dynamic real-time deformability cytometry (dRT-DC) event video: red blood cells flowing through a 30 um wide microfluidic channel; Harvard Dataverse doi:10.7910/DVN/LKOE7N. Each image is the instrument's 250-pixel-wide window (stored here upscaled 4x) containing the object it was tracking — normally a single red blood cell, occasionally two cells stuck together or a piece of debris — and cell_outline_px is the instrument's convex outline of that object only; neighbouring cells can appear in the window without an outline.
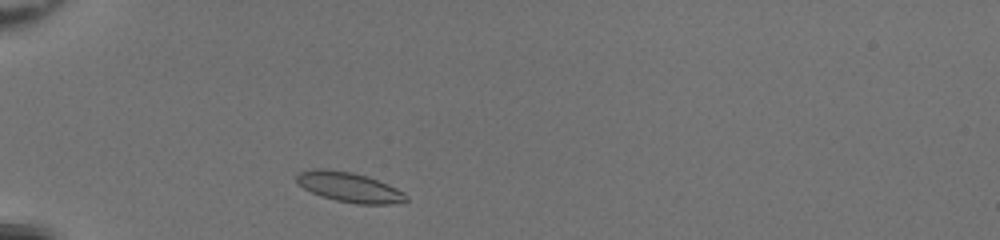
{"species": "common noctule bat (a hibernating species)", "species_latin": "Nyctalus noctula", "temperature_condition": "room temperature", "stored_images_in_passage": 32, "camera_frame_rate_fps": 3000, "um_per_image_px": 0.085, "animal": {"sex": "female", "body_mass_g": 20.0, "forearm_length_mm": 54.0}, "frame": {"image": 1, "passage_image": 2, "time_ms": 0.333, "image_size_px": [1000, 240], "cell_outline_px": [[408, 200], [388, 204], [356, 204], [336, 200], [320, 196], [304, 188], [296, 180], [296, 176], [300, 172], [312, 168], [324, 168], [352, 172], [368, 176], [388, 184], [404, 192], [408, 196]], "centroid_in_image_um": [29.69, 15.9], "position_along_channel_um": 55.3, "area_um2": 19.07}}
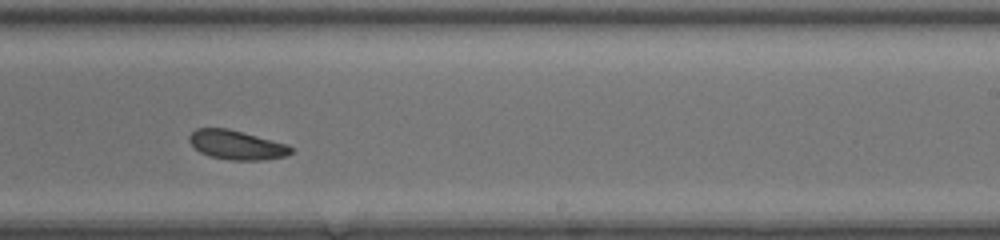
{"frame": {"image": 2, "passage_image": 19, "time_ms": 6.0, "image_size_px": [1000, 240], "cell_outline_px": [[292, 152], [284, 156], [260, 160], [228, 160], [208, 156], [200, 152], [188, 140], [188, 136], [196, 128], [228, 128], [288, 144], [292, 148]], "centroid_in_image_um": [20.08, 12.31], "position_along_channel_um": 268.9, "area_um2": 17.28}}
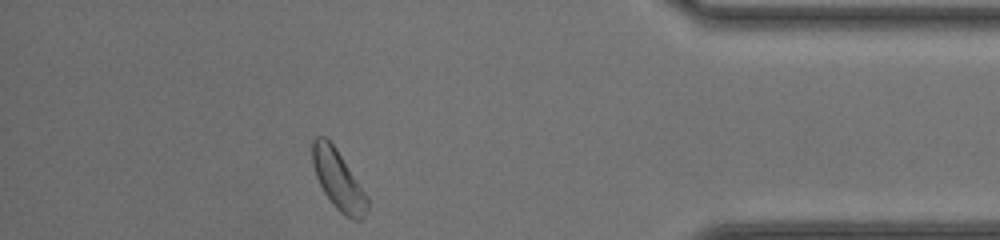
{"frame": {"image": 3, "passage_image": 31, "time_ms": 10.0, "image_size_px": [1000, 240], "cell_outline_px": [[368, 208], [364, 216], [360, 220], [352, 220], [344, 216], [332, 204], [324, 192], [316, 176], [312, 164], [312, 140], [316, 136], [324, 136], [336, 148], [368, 196]], "centroid_in_image_um": [28.75, 15.31], "position_along_channel_um": 406.4, "area_um2": 19.02}, "authors_computed_cell_mechanics": {"area_um2": 18.1203, "velocity_mm_per_s": 4.1781, "shape_relaxation_time_tau1_ms": 3.0983, "shape_relaxation_time_tau2_ms": null, "deformation_change_tau1": 0.0737, "deformation_change_tau2": null}}